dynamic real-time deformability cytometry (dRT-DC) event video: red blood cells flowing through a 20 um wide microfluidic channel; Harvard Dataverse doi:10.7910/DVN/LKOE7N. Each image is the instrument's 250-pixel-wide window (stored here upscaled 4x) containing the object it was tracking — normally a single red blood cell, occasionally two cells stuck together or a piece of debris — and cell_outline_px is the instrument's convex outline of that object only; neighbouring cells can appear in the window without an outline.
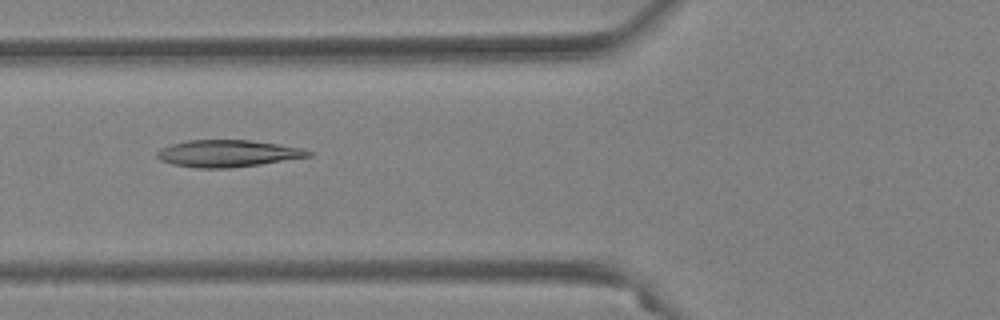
{"species": "Egyptian fruit bat (a non-hibernating species)", "species_latin": "Rousettus aegyptiacus", "temperature_condition": "warm", "stored_images_in_passage": 38, "camera_frame_rate_fps": 3000, "um_per_image_px": 0.085, "animal": {"sex": "female"}, "frame": {"image": 1, "passage_image": 13, "time_ms": 4.0, "image_size_px": [1000, 320], "cell_outline_px": [[312, 156], [260, 164], [228, 168], [196, 168], [172, 164], [160, 160], [156, 156], [156, 152], [160, 148], [172, 144], [188, 140], [248, 140], [276, 144], [300, 148], [312, 152]], "centroid_in_image_um": [19.3, 13.05], "position_along_channel_um": 106.5, "area_um2": 23.58}}
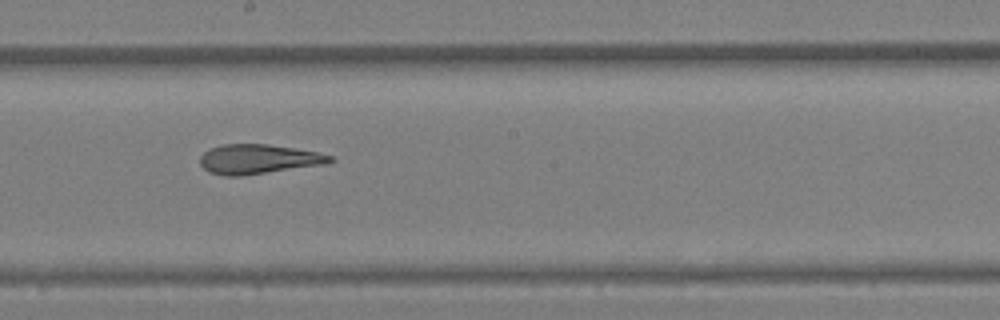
{"frame": {"image": 2, "passage_image": 22, "time_ms": 7.0, "image_size_px": [1000, 320], "cell_outline_px": [[336, 160], [328, 164], [240, 176], [224, 176], [208, 172], [200, 164], [200, 156], [204, 152], [212, 148], [224, 144], [268, 144], [296, 148], [316, 152], [332, 156]], "centroid_in_image_um": [21.98, 13.53], "position_along_channel_um": 226.2, "area_um2": 22.48}}
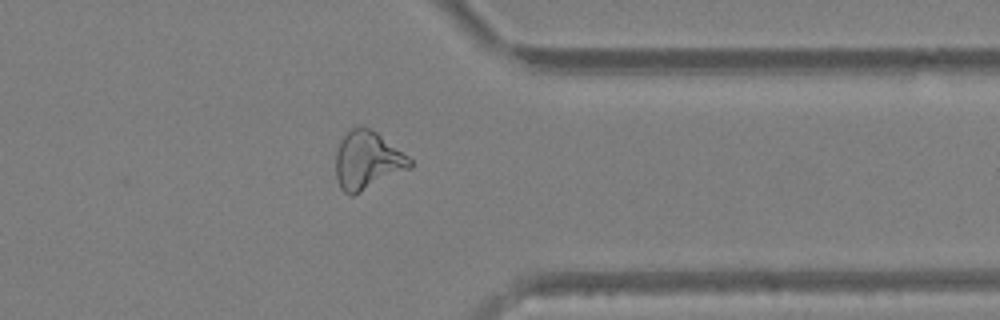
{"frame": {"image": 3, "passage_image": 34, "time_ms": 11.0, "image_size_px": [1000, 320], "cell_outline_px": [[412, 168], [352, 196], [348, 196], [340, 188], [336, 180], [336, 152], [340, 140], [352, 128], [368, 128], [376, 132], [408, 156], [412, 160]], "centroid_in_image_um": [31.22, 13.68], "position_along_channel_um": 380.2, "area_um2": 24.97}, "authors_computed_cell_mechanics": {"area_um2": 23.409, "velocity_mm_per_s": 3.9878, "shape_relaxation_time_tau1_ms": null, "shape_relaxation_time_tau2_ms": 2.656, "deformation_change_tau1": null, "deformation_change_tau2": 0.1107}}